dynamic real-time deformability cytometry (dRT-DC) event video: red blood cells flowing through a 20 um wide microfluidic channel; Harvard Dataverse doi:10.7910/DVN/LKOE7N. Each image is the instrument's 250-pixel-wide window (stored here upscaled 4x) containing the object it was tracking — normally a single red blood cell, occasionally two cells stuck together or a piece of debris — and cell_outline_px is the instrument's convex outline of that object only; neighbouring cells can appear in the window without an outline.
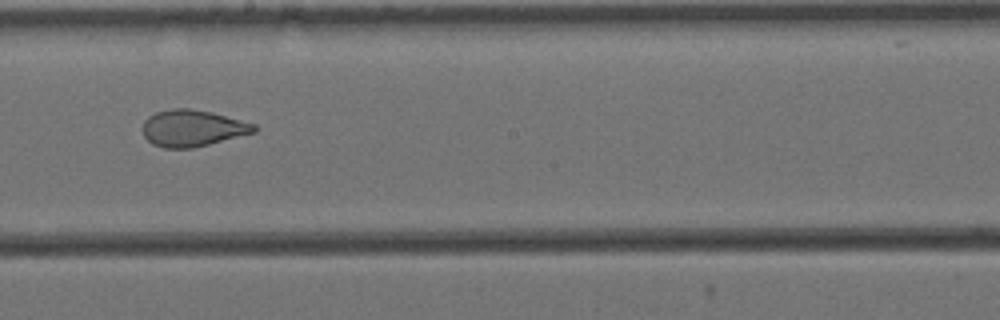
{"species": "Egyptian fruit bat (a non-hibernating species)", "species_latin": "Rousettus aegyptiacus", "temperature_condition": "cold", "stored_images_in_passage": 13, "camera_frame_rate_fps": 3000, "um_per_image_px": 0.085, "animal": {"sex": "female"}, "frame": {"image": 1, "passage_image": 8, "time_ms": 2.333, "image_size_px": [1000, 320], "cell_outline_px": [[256, 132], [192, 148], [164, 148], [152, 144], [144, 136], [144, 120], [148, 116], [156, 112], [172, 108], [188, 108], [212, 112], [256, 124]], "centroid_in_image_um": [16.36, 10.89], "position_along_channel_um": 231.8, "area_um2": 23.64}}
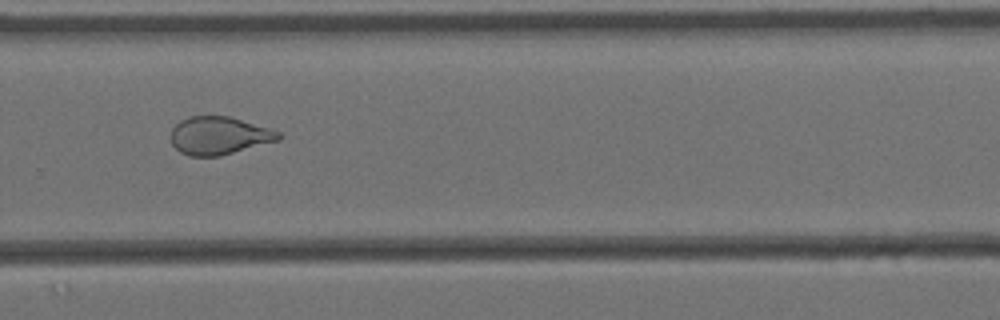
{"frame": {"image": 2, "passage_image": 10, "time_ms": 3.0, "image_size_px": [1000, 320], "cell_outline_px": [[280, 140], [220, 156], [188, 156], [180, 152], [172, 144], [168, 136], [172, 128], [180, 120], [188, 116], [228, 116], [268, 128], [280, 132]], "centroid_in_image_um": [18.56, 11.53], "position_along_channel_um": 311.2, "area_um2": 23.87}}